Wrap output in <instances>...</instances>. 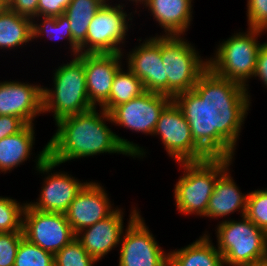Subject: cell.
<instances>
[{
    "label": "cell",
    "instance_id": "6da1fadb",
    "mask_svg": "<svg viewBox=\"0 0 267 266\" xmlns=\"http://www.w3.org/2000/svg\"><path fill=\"white\" fill-rule=\"evenodd\" d=\"M248 93L245 86L208 68L192 90L177 94L173 101L189 123L194 142L209 157L233 159L251 106Z\"/></svg>",
    "mask_w": 267,
    "mask_h": 266
},
{
    "label": "cell",
    "instance_id": "7a4b0ae2",
    "mask_svg": "<svg viewBox=\"0 0 267 266\" xmlns=\"http://www.w3.org/2000/svg\"><path fill=\"white\" fill-rule=\"evenodd\" d=\"M112 123L110 113L101 108L100 113L93 108L87 112L72 115L56 122L57 131L49 140L48 158L57 164L74 159L117 153L127 156L144 157V149L119 137L106 126ZM144 155V156H143Z\"/></svg>",
    "mask_w": 267,
    "mask_h": 266
},
{
    "label": "cell",
    "instance_id": "3957f363",
    "mask_svg": "<svg viewBox=\"0 0 267 266\" xmlns=\"http://www.w3.org/2000/svg\"><path fill=\"white\" fill-rule=\"evenodd\" d=\"M232 164V158L208 157L201 161L179 162L183 176L174 188L178 212L204 216L217 179Z\"/></svg>",
    "mask_w": 267,
    "mask_h": 266
},
{
    "label": "cell",
    "instance_id": "277c9868",
    "mask_svg": "<svg viewBox=\"0 0 267 266\" xmlns=\"http://www.w3.org/2000/svg\"><path fill=\"white\" fill-rule=\"evenodd\" d=\"M53 74L54 88L44 87L42 94L43 113H54L55 123L94 108L89 102L86 89L83 54L74 56L67 64L60 65Z\"/></svg>",
    "mask_w": 267,
    "mask_h": 266
},
{
    "label": "cell",
    "instance_id": "5b68a950",
    "mask_svg": "<svg viewBox=\"0 0 267 266\" xmlns=\"http://www.w3.org/2000/svg\"><path fill=\"white\" fill-rule=\"evenodd\" d=\"M261 29L249 28L246 33H234L218 45L215 57L208 59V68L217 76L240 83L248 88V79L254 76L257 55L262 44Z\"/></svg>",
    "mask_w": 267,
    "mask_h": 266
},
{
    "label": "cell",
    "instance_id": "8992f818",
    "mask_svg": "<svg viewBox=\"0 0 267 266\" xmlns=\"http://www.w3.org/2000/svg\"><path fill=\"white\" fill-rule=\"evenodd\" d=\"M216 234L224 266H248L267 256V234L246 216L219 222Z\"/></svg>",
    "mask_w": 267,
    "mask_h": 266
},
{
    "label": "cell",
    "instance_id": "52a82bcc",
    "mask_svg": "<svg viewBox=\"0 0 267 266\" xmlns=\"http://www.w3.org/2000/svg\"><path fill=\"white\" fill-rule=\"evenodd\" d=\"M160 50L171 98L192 90L208 69V59H201L195 47L181 35H160Z\"/></svg>",
    "mask_w": 267,
    "mask_h": 266
},
{
    "label": "cell",
    "instance_id": "ba28073f",
    "mask_svg": "<svg viewBox=\"0 0 267 266\" xmlns=\"http://www.w3.org/2000/svg\"><path fill=\"white\" fill-rule=\"evenodd\" d=\"M106 1L97 11L88 27L86 41L79 47V54L123 53L120 48L128 32L127 12L124 4L112 6ZM119 46V47H118Z\"/></svg>",
    "mask_w": 267,
    "mask_h": 266
},
{
    "label": "cell",
    "instance_id": "9c48e42d",
    "mask_svg": "<svg viewBox=\"0 0 267 266\" xmlns=\"http://www.w3.org/2000/svg\"><path fill=\"white\" fill-rule=\"evenodd\" d=\"M36 157V170L49 175L44 178V186L41 187L38 201L27 204L40 211L65 214L70 203L88 182L82 183L72 175L69 176L68 173L65 174L61 171L52 173L51 170L59 164L48 158V144Z\"/></svg>",
    "mask_w": 267,
    "mask_h": 266
},
{
    "label": "cell",
    "instance_id": "30bf717a",
    "mask_svg": "<svg viewBox=\"0 0 267 266\" xmlns=\"http://www.w3.org/2000/svg\"><path fill=\"white\" fill-rule=\"evenodd\" d=\"M134 209L121 238L118 266H168L169 253L161 249L140 212Z\"/></svg>",
    "mask_w": 267,
    "mask_h": 266
},
{
    "label": "cell",
    "instance_id": "8fae6325",
    "mask_svg": "<svg viewBox=\"0 0 267 266\" xmlns=\"http://www.w3.org/2000/svg\"><path fill=\"white\" fill-rule=\"evenodd\" d=\"M152 135H160L168 155L178 163L201 161L209 157L194 142L189 123L174 101L161 113Z\"/></svg>",
    "mask_w": 267,
    "mask_h": 266
},
{
    "label": "cell",
    "instance_id": "7c38bea8",
    "mask_svg": "<svg viewBox=\"0 0 267 266\" xmlns=\"http://www.w3.org/2000/svg\"><path fill=\"white\" fill-rule=\"evenodd\" d=\"M22 231L29 242L54 255L76 236L65 214L40 211L27 203L23 212Z\"/></svg>",
    "mask_w": 267,
    "mask_h": 266
},
{
    "label": "cell",
    "instance_id": "4fadbf2b",
    "mask_svg": "<svg viewBox=\"0 0 267 266\" xmlns=\"http://www.w3.org/2000/svg\"><path fill=\"white\" fill-rule=\"evenodd\" d=\"M173 101L168 95L146 91L111 112L112 123L152 135L163 110Z\"/></svg>",
    "mask_w": 267,
    "mask_h": 266
},
{
    "label": "cell",
    "instance_id": "5bb4252c",
    "mask_svg": "<svg viewBox=\"0 0 267 266\" xmlns=\"http://www.w3.org/2000/svg\"><path fill=\"white\" fill-rule=\"evenodd\" d=\"M128 69L144 84L145 90L168 95V77H165L160 50V36L144 40L127 54Z\"/></svg>",
    "mask_w": 267,
    "mask_h": 266
},
{
    "label": "cell",
    "instance_id": "9a60e30c",
    "mask_svg": "<svg viewBox=\"0 0 267 266\" xmlns=\"http://www.w3.org/2000/svg\"><path fill=\"white\" fill-rule=\"evenodd\" d=\"M102 187L96 182H88L70 203L65 215L75 235L116 210Z\"/></svg>",
    "mask_w": 267,
    "mask_h": 266
},
{
    "label": "cell",
    "instance_id": "2e32d148",
    "mask_svg": "<svg viewBox=\"0 0 267 266\" xmlns=\"http://www.w3.org/2000/svg\"><path fill=\"white\" fill-rule=\"evenodd\" d=\"M121 53L83 54L86 89L90 104L101 107L108 99L117 71L122 66Z\"/></svg>",
    "mask_w": 267,
    "mask_h": 266
},
{
    "label": "cell",
    "instance_id": "e0dca14e",
    "mask_svg": "<svg viewBox=\"0 0 267 266\" xmlns=\"http://www.w3.org/2000/svg\"><path fill=\"white\" fill-rule=\"evenodd\" d=\"M43 86L18 81L0 82V116L12 115L26 124L43 114Z\"/></svg>",
    "mask_w": 267,
    "mask_h": 266
},
{
    "label": "cell",
    "instance_id": "ac0fdd59",
    "mask_svg": "<svg viewBox=\"0 0 267 266\" xmlns=\"http://www.w3.org/2000/svg\"><path fill=\"white\" fill-rule=\"evenodd\" d=\"M123 211L117 209L107 218L98 221L76 234V239L97 262L113 248L119 246L123 230Z\"/></svg>",
    "mask_w": 267,
    "mask_h": 266
},
{
    "label": "cell",
    "instance_id": "d6986e66",
    "mask_svg": "<svg viewBox=\"0 0 267 266\" xmlns=\"http://www.w3.org/2000/svg\"><path fill=\"white\" fill-rule=\"evenodd\" d=\"M192 0H147L144 5L155 21L164 28V35H184L192 21Z\"/></svg>",
    "mask_w": 267,
    "mask_h": 266
},
{
    "label": "cell",
    "instance_id": "ffe728a7",
    "mask_svg": "<svg viewBox=\"0 0 267 266\" xmlns=\"http://www.w3.org/2000/svg\"><path fill=\"white\" fill-rule=\"evenodd\" d=\"M228 170L217 179L203 217L221 218L239 210L245 216L248 194L241 193Z\"/></svg>",
    "mask_w": 267,
    "mask_h": 266
},
{
    "label": "cell",
    "instance_id": "44dd1931",
    "mask_svg": "<svg viewBox=\"0 0 267 266\" xmlns=\"http://www.w3.org/2000/svg\"><path fill=\"white\" fill-rule=\"evenodd\" d=\"M206 233L184 248L169 253L168 266H224L223 256Z\"/></svg>",
    "mask_w": 267,
    "mask_h": 266
},
{
    "label": "cell",
    "instance_id": "7402d4cb",
    "mask_svg": "<svg viewBox=\"0 0 267 266\" xmlns=\"http://www.w3.org/2000/svg\"><path fill=\"white\" fill-rule=\"evenodd\" d=\"M34 124H27L18 133L0 140V171H12L32 154L35 130Z\"/></svg>",
    "mask_w": 267,
    "mask_h": 266
},
{
    "label": "cell",
    "instance_id": "603a6c76",
    "mask_svg": "<svg viewBox=\"0 0 267 266\" xmlns=\"http://www.w3.org/2000/svg\"><path fill=\"white\" fill-rule=\"evenodd\" d=\"M32 22L5 6L0 11V48L15 49L32 41Z\"/></svg>",
    "mask_w": 267,
    "mask_h": 266
},
{
    "label": "cell",
    "instance_id": "cb8c5ba5",
    "mask_svg": "<svg viewBox=\"0 0 267 266\" xmlns=\"http://www.w3.org/2000/svg\"><path fill=\"white\" fill-rule=\"evenodd\" d=\"M108 0H71L64 14L69 20L73 46L79 47L86 41V34L91 20Z\"/></svg>",
    "mask_w": 267,
    "mask_h": 266
},
{
    "label": "cell",
    "instance_id": "d4e9b609",
    "mask_svg": "<svg viewBox=\"0 0 267 266\" xmlns=\"http://www.w3.org/2000/svg\"><path fill=\"white\" fill-rule=\"evenodd\" d=\"M120 68L114 79L109 99L100 107L110 113L115 107L126 103L146 92L143 82L129 69L124 72Z\"/></svg>",
    "mask_w": 267,
    "mask_h": 266
},
{
    "label": "cell",
    "instance_id": "484cf974",
    "mask_svg": "<svg viewBox=\"0 0 267 266\" xmlns=\"http://www.w3.org/2000/svg\"><path fill=\"white\" fill-rule=\"evenodd\" d=\"M42 22L39 24L32 19V40L42 35L48 36V38L54 40H60L67 38L70 44L71 52L73 56H78L79 51L73 46V38L70 30V23L65 14H61L58 17H45L40 16Z\"/></svg>",
    "mask_w": 267,
    "mask_h": 266
},
{
    "label": "cell",
    "instance_id": "4316f807",
    "mask_svg": "<svg viewBox=\"0 0 267 266\" xmlns=\"http://www.w3.org/2000/svg\"><path fill=\"white\" fill-rule=\"evenodd\" d=\"M14 266H55L54 254L22 238Z\"/></svg>",
    "mask_w": 267,
    "mask_h": 266
},
{
    "label": "cell",
    "instance_id": "83f0119b",
    "mask_svg": "<svg viewBox=\"0 0 267 266\" xmlns=\"http://www.w3.org/2000/svg\"><path fill=\"white\" fill-rule=\"evenodd\" d=\"M26 203L0 196V232H23V212Z\"/></svg>",
    "mask_w": 267,
    "mask_h": 266
},
{
    "label": "cell",
    "instance_id": "f1b7e54d",
    "mask_svg": "<svg viewBox=\"0 0 267 266\" xmlns=\"http://www.w3.org/2000/svg\"><path fill=\"white\" fill-rule=\"evenodd\" d=\"M96 262L76 237L54 255L55 266H93Z\"/></svg>",
    "mask_w": 267,
    "mask_h": 266
},
{
    "label": "cell",
    "instance_id": "f546056e",
    "mask_svg": "<svg viewBox=\"0 0 267 266\" xmlns=\"http://www.w3.org/2000/svg\"><path fill=\"white\" fill-rule=\"evenodd\" d=\"M245 216L267 234V189L248 193Z\"/></svg>",
    "mask_w": 267,
    "mask_h": 266
},
{
    "label": "cell",
    "instance_id": "4dcf8cb0",
    "mask_svg": "<svg viewBox=\"0 0 267 266\" xmlns=\"http://www.w3.org/2000/svg\"><path fill=\"white\" fill-rule=\"evenodd\" d=\"M23 232H0V266H14Z\"/></svg>",
    "mask_w": 267,
    "mask_h": 266
},
{
    "label": "cell",
    "instance_id": "1f68e13d",
    "mask_svg": "<svg viewBox=\"0 0 267 266\" xmlns=\"http://www.w3.org/2000/svg\"><path fill=\"white\" fill-rule=\"evenodd\" d=\"M249 28L267 30V0H247Z\"/></svg>",
    "mask_w": 267,
    "mask_h": 266
},
{
    "label": "cell",
    "instance_id": "d6a6232c",
    "mask_svg": "<svg viewBox=\"0 0 267 266\" xmlns=\"http://www.w3.org/2000/svg\"><path fill=\"white\" fill-rule=\"evenodd\" d=\"M71 0H38V17H58L64 14L67 6L70 4Z\"/></svg>",
    "mask_w": 267,
    "mask_h": 266
},
{
    "label": "cell",
    "instance_id": "836d02e7",
    "mask_svg": "<svg viewBox=\"0 0 267 266\" xmlns=\"http://www.w3.org/2000/svg\"><path fill=\"white\" fill-rule=\"evenodd\" d=\"M6 7L30 19L38 17V0H10Z\"/></svg>",
    "mask_w": 267,
    "mask_h": 266
},
{
    "label": "cell",
    "instance_id": "e575fe53",
    "mask_svg": "<svg viewBox=\"0 0 267 266\" xmlns=\"http://www.w3.org/2000/svg\"><path fill=\"white\" fill-rule=\"evenodd\" d=\"M27 124L19 117L12 115L0 116V140L21 131Z\"/></svg>",
    "mask_w": 267,
    "mask_h": 266
},
{
    "label": "cell",
    "instance_id": "d590c367",
    "mask_svg": "<svg viewBox=\"0 0 267 266\" xmlns=\"http://www.w3.org/2000/svg\"><path fill=\"white\" fill-rule=\"evenodd\" d=\"M253 77H259L266 87H267V42H263L258 55L256 62V69Z\"/></svg>",
    "mask_w": 267,
    "mask_h": 266
},
{
    "label": "cell",
    "instance_id": "8d00e7d4",
    "mask_svg": "<svg viewBox=\"0 0 267 266\" xmlns=\"http://www.w3.org/2000/svg\"><path fill=\"white\" fill-rule=\"evenodd\" d=\"M248 266H267V256L255 261L254 263Z\"/></svg>",
    "mask_w": 267,
    "mask_h": 266
},
{
    "label": "cell",
    "instance_id": "74e56055",
    "mask_svg": "<svg viewBox=\"0 0 267 266\" xmlns=\"http://www.w3.org/2000/svg\"><path fill=\"white\" fill-rule=\"evenodd\" d=\"M129 1H132V2H135L136 3V5H137V3H142V4H146V2H147V0H129Z\"/></svg>",
    "mask_w": 267,
    "mask_h": 266
},
{
    "label": "cell",
    "instance_id": "f35d334b",
    "mask_svg": "<svg viewBox=\"0 0 267 266\" xmlns=\"http://www.w3.org/2000/svg\"><path fill=\"white\" fill-rule=\"evenodd\" d=\"M0 2H1L2 4H4L5 6H7L8 3L10 2V0H0Z\"/></svg>",
    "mask_w": 267,
    "mask_h": 266
},
{
    "label": "cell",
    "instance_id": "ab89813d",
    "mask_svg": "<svg viewBox=\"0 0 267 266\" xmlns=\"http://www.w3.org/2000/svg\"><path fill=\"white\" fill-rule=\"evenodd\" d=\"M4 7H5V5L2 4V3L0 2V11H1Z\"/></svg>",
    "mask_w": 267,
    "mask_h": 266
}]
</instances>
